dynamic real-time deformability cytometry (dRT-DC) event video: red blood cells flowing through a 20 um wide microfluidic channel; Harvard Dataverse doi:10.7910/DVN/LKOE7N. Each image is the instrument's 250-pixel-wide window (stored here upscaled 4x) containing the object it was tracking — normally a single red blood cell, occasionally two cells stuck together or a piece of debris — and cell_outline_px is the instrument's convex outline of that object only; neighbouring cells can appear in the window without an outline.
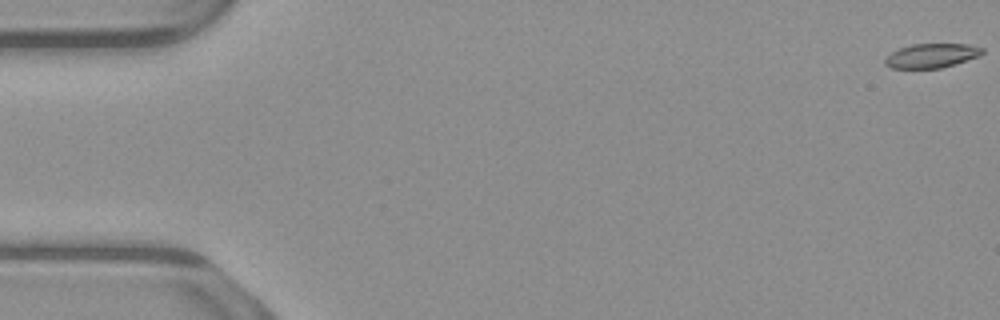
{"species": "common noctule bat (a hibernating species)", "species_latin": "Nyctalus noctula", "temperature_condition": "warm", "stored_images_in_passage": 54, "camera_frame_rate_fps": 3000, "um_per_image_px": 0.085, "animal": {"sex": "male", "body_mass_g": 23.1, "forearm_length_mm": 52.7}, "frame": {"image": 1, "passage_image": 1, "time_ms": 0.0, "image_size_px": [1000, 320], "cell_outline_px": [[980, 52], [976, 56], [952, 64], [936, 68], [896, 68], [888, 64], [888, 60], [896, 52], [904, 48], [920, 44], [960, 44], [980, 48]], "centroid_in_image_um": [79.22, 4.73], "position_along_channel_um": 5.8, "area_um2": 12.25}}
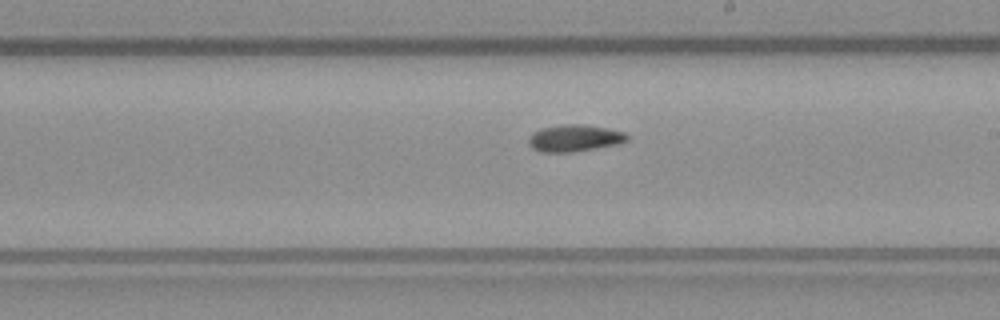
{"frame": {"image": 2, "passage_image": 31, "time_ms": 10.0, "image_size_px": [1000, 320], "cell_outline_px": [[624, 140], [608, 144], [588, 148], [536, 148], [532, 144], [532, 136], [536, 132], [548, 128], [596, 128], [620, 132], [624, 136]], "centroid_in_image_um": [48.86, 11.72], "position_along_channel_um": 240.1, "area_um2": 11.39}}
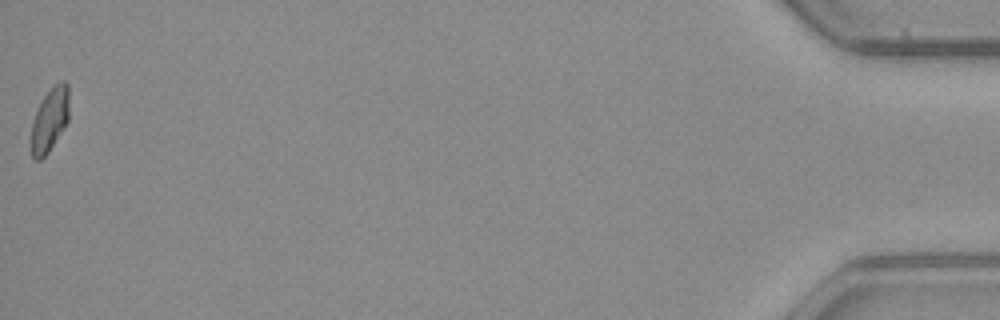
{"frame": {"image": 3, "passage_image": 54, "time_ms": 17.667, "image_size_px": [1000, 320], "cell_outline_px": [[68, 120], [44, 156], [40, 160], [36, 160], [32, 156], [32, 124], [36, 112], [44, 96], [56, 84], [68, 84]], "centroid_in_image_um": [4.22, 10.19], "position_along_channel_um": 431.0, "area_um2": 13.18}}